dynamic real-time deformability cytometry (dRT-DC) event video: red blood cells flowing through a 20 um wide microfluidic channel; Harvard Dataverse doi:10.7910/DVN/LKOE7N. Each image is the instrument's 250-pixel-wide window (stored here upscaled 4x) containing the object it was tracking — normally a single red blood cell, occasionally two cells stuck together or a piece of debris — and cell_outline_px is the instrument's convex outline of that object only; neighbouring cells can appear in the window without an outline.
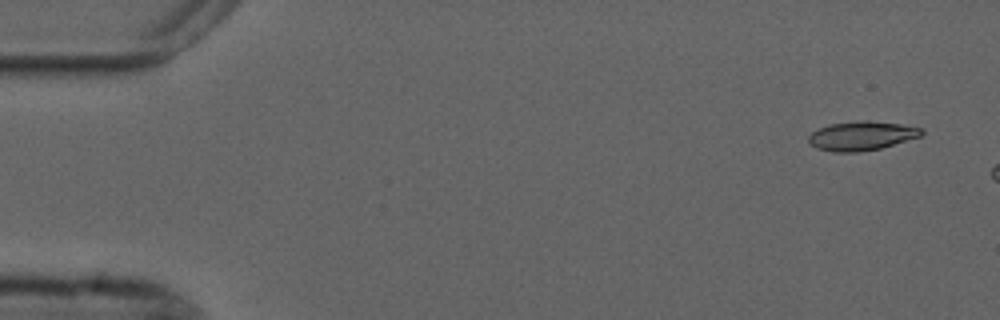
{"species": "common noctule bat (a hibernating species)", "species_latin": "Nyctalus noctula", "temperature_condition": "cold", "stored_images_in_passage": 3, "camera_frame_rate_fps": 3000, "um_per_image_px": 0.085, "animal": {"sex": "male", "forearm_length_mm": 52.5}, "frame": {"image": 1, "passage_image": 1, "time_ms": 0.0, "image_size_px": [1000, 320], "cell_outline_px": [[924, 132], [920, 136], [880, 148], [860, 152], [832, 152], [816, 148], [808, 140], [808, 136], [812, 132], [828, 124], [860, 120], [868, 120], [900, 124], [924, 128]], "centroid_in_image_um": [73.23, 11.54], "position_along_channel_um": 11.8, "area_um2": 19.13}}